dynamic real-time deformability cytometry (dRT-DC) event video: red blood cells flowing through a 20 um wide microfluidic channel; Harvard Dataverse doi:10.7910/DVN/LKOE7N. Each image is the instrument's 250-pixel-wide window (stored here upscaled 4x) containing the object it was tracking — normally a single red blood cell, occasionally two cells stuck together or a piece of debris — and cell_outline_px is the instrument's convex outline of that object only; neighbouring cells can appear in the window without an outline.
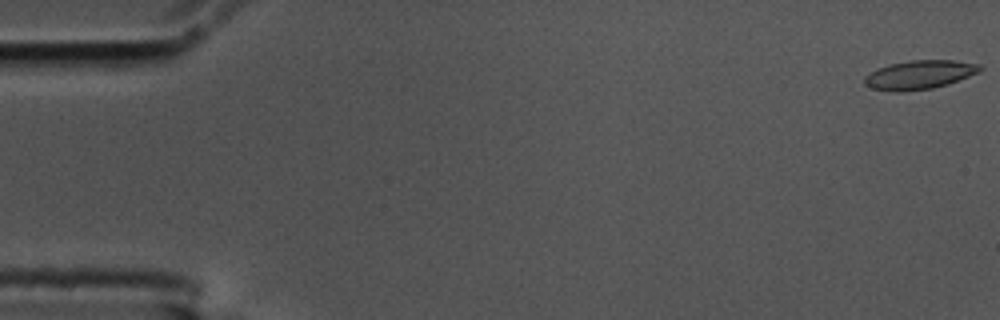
{"species": "common noctule bat (a hibernating species)", "species_latin": "Nyctalus noctula", "temperature_condition": "cold", "stored_images_in_passage": 57, "segment_of_instrument_passage": [1, 2], "camera_frame_rate_fps": 3000, "um_per_image_px": 0.085, "animal": {"sex": "male", "body_mass_g": 17.5, "forearm_length_mm": 52.3}, "frame": {"image": 1, "passage_image": 1, "time_ms": 0.0, "image_size_px": [1000, 320], "cell_outline_px": [[984, 68], [980, 72], [948, 84], [932, 88], [900, 92], [892, 92], [872, 88], [864, 84], [864, 76], [888, 64], [908, 60], [952, 60], [980, 64]], "centroid_in_image_um": [78.17, 6.35], "position_along_channel_um": 6.8, "area_um2": 19.48}}
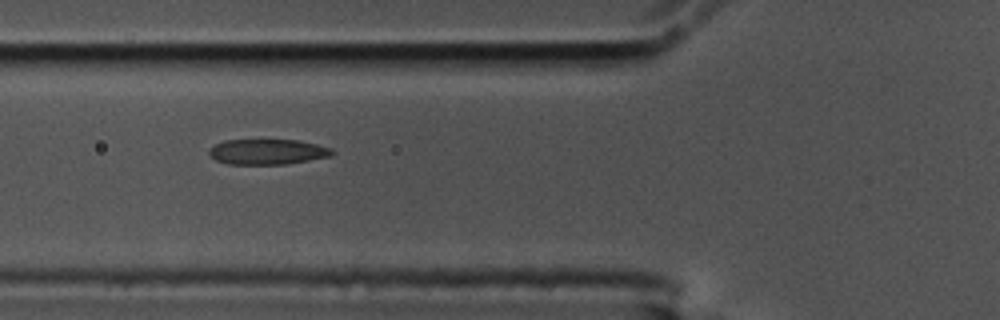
{"frame": {"image": 2, "passage_image": 21, "time_ms": 6.667, "image_size_px": [1000, 320], "cell_outline_px": [[336, 152], [332, 156], [288, 164], [228, 164], [216, 160], [208, 152], [216, 144], [224, 140], [300, 140], [332, 148]], "centroid_in_image_um": [22.8, 12.9], "position_along_channel_um": 103.0, "area_um2": 18.21}}
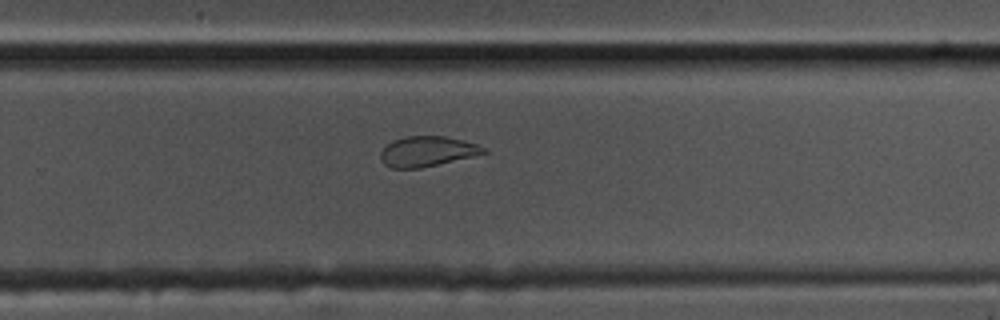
{"frame": {"image": 3, "passage_image": 37, "time_ms": 12.0, "image_size_px": [1000, 320], "cell_outline_px": [[488, 152], [472, 156], [420, 168], [392, 168], [384, 164], [380, 160], [380, 152], [392, 140], [408, 136], [444, 136], [476, 144], [488, 148]], "centroid_in_image_um": [36.29, 12.87], "position_along_channel_um": 293.5, "area_um2": 17.92}}